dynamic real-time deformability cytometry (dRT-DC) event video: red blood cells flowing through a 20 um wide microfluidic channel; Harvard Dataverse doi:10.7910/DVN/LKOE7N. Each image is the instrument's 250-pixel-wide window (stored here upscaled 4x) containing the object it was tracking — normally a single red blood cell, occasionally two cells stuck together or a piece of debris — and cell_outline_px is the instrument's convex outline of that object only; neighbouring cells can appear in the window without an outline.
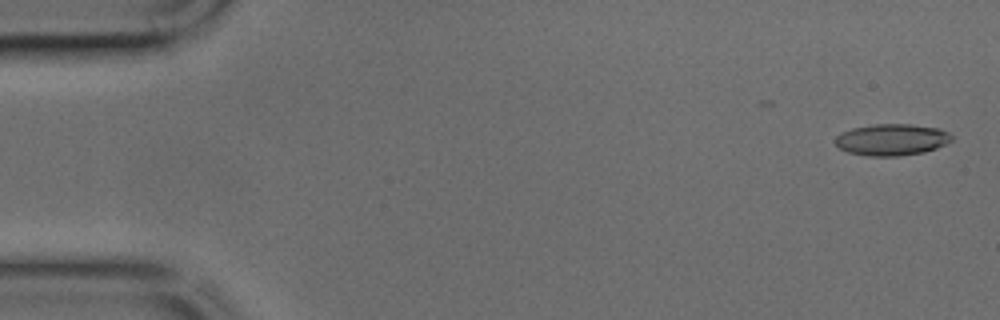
{"species": "common noctule bat (a hibernating species)", "species_latin": "Nyctalus noctula", "temperature_condition": "cold", "stored_images_in_passage": 9, "camera_frame_rate_fps": 3000, "um_per_image_px": 0.085, "animal": {"sex": "male", "body_mass_g": 17.9, "forearm_length_mm": 54.2}, "frame": {"image": 1, "passage_image": 2, "time_ms": 0.333, "image_size_px": [1000, 320], "cell_outline_px": [[952, 140], [936, 148], [924, 152], [900, 156], [868, 156], [848, 152], [840, 148], [832, 140], [836, 136], [852, 128], [876, 124], [912, 124], [940, 128], [948, 132], [952, 136]], "centroid_in_image_um": [75.8, 11.87], "position_along_channel_um": 9.2, "area_um2": 21.44}}